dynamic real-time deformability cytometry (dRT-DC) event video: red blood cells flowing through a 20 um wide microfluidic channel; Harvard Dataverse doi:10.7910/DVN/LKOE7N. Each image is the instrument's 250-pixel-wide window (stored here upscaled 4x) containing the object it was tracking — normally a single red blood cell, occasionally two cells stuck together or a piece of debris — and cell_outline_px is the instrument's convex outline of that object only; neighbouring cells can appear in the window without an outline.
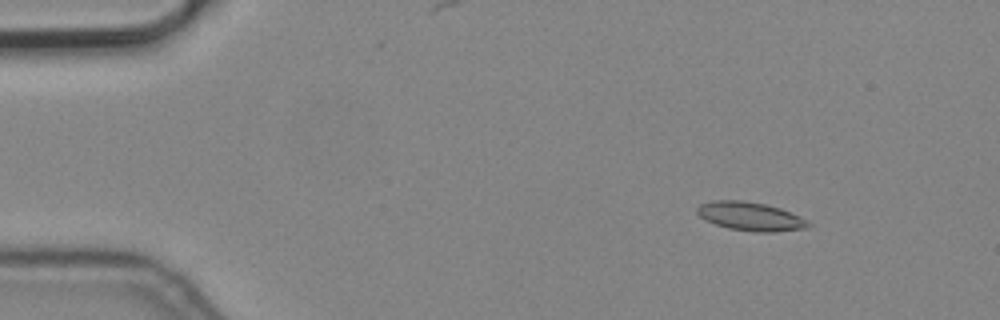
{"species": "common noctule bat (a hibernating species)", "species_latin": "Nyctalus noctula", "temperature_condition": "cold", "stored_images_in_passage": 5, "camera_frame_rate_fps": 3000, "um_per_image_px": 0.085, "animal": {"sex": "male", "body_mass_g": 19.2, "forearm_length_mm": 51.8}, "frame": {"image": 1, "passage_image": 3, "time_ms": 0.667, "image_size_px": [1000, 320], "cell_outline_px": [[812, 224], [804, 228], [776, 232], [756, 232], [728, 228], [704, 220], [696, 212], [696, 208], [700, 204], [712, 200], [744, 200], [764, 204], [780, 208], [800, 216]], "centroid_in_image_um": [63.75, 18.38], "position_along_channel_um": 21.2, "area_um2": 18.55}}